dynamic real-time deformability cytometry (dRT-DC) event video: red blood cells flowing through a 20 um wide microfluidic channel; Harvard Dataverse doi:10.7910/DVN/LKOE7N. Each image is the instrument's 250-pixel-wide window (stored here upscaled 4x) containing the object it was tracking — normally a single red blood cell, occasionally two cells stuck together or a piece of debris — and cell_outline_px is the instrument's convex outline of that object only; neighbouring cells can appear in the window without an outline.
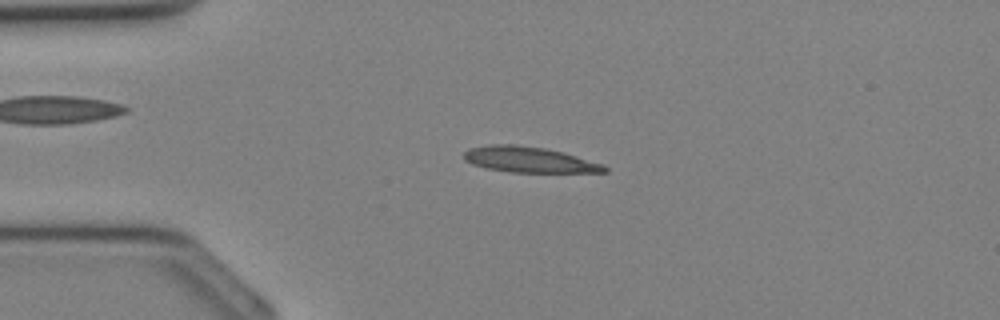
{"species": "Egyptian fruit bat (a non-hibernating species)", "species_latin": "Rousettus aegyptiacus", "temperature_condition": "cold", "stored_images_in_passage": 33, "camera_frame_rate_fps": 3000, "um_per_image_px": 0.085, "animal": {"sex": "female"}, "frame": {"image": 1, "passage_image": 7, "time_ms": 2.0, "image_size_px": [1000, 320], "cell_outline_px": [[608, 172], [508, 172], [488, 168], [472, 164], [464, 160], [464, 152], [468, 148], [492, 144], [516, 144], [544, 148], [564, 152], [604, 164], [608, 168]], "centroid_in_image_um": [44.99, 13.56], "position_along_channel_um": 40.0, "area_um2": 21.1}}
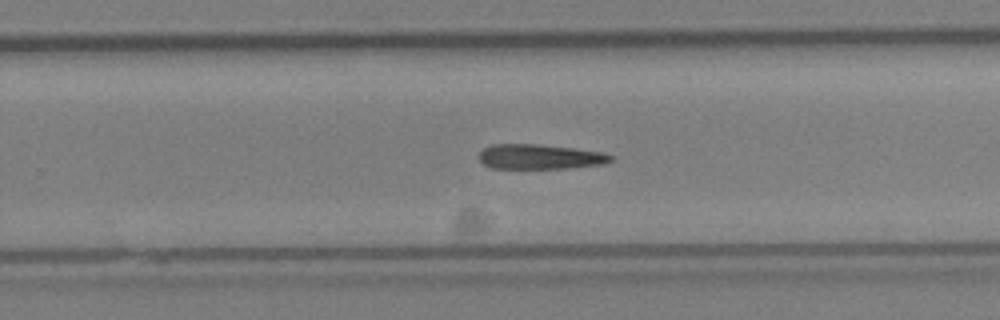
{"frame": {"image": 2, "passage_image": 21, "time_ms": 6.667, "image_size_px": [1000, 320], "cell_outline_px": [[616, 156], [612, 160], [604, 164], [564, 168], [492, 168], [484, 164], [480, 160], [480, 152], [484, 148], [492, 144], [536, 144], [572, 148], [600, 152]], "centroid_in_image_um": [45.9, 13.32], "position_along_channel_um": 283.9, "area_um2": 18.9}}
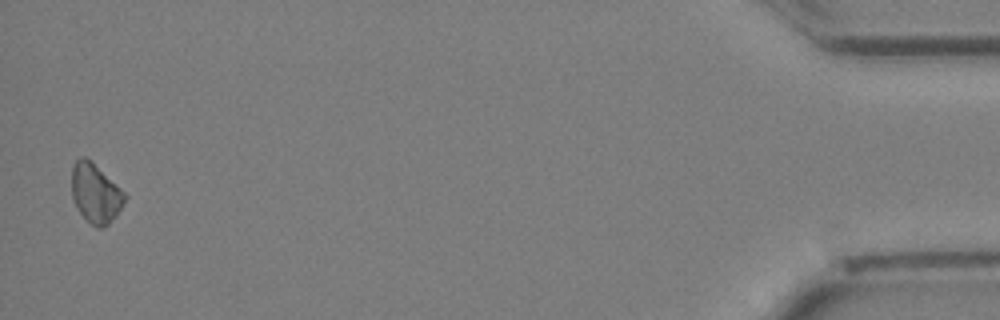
{"frame": {"image": 3, "passage_image": 33, "time_ms": 10.667, "image_size_px": [1000, 320], "cell_outline_px": [[128, 196], [116, 216], [108, 224], [100, 228], [96, 228], [76, 208], [72, 196], [72, 164], [80, 156], [84, 156], [92, 160]], "centroid_in_image_um": [8.11, 16.4], "position_along_channel_um": 427.1, "area_um2": 18.38}}